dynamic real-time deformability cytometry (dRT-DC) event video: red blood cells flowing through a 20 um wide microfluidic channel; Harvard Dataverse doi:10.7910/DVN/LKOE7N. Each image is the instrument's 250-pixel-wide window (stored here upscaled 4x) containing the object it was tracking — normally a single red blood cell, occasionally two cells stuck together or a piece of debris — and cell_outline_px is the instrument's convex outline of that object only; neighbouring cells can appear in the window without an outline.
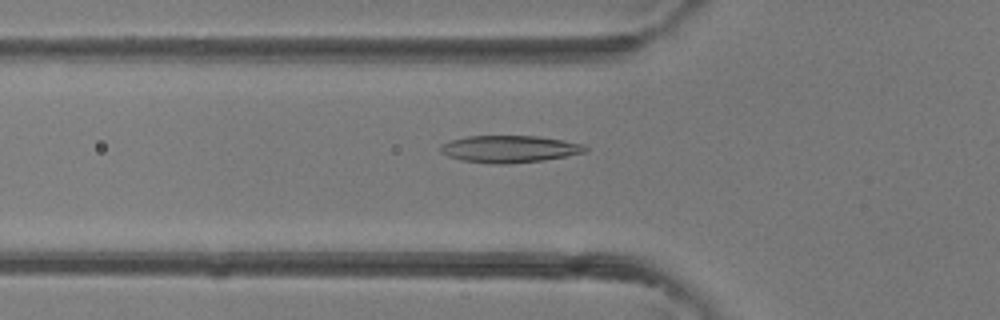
{"species": "common noctule bat (a hibernating species)", "species_latin": "Nyctalus noctula", "temperature_condition": "room temperature", "stored_images_in_passage": 41, "camera_frame_rate_fps": 3000, "um_per_image_px": 0.085, "animal": {"sex": "female"}, "frame": {"image": 1, "passage_image": 14, "time_ms": 4.333, "image_size_px": [1000, 320], "cell_outline_px": [[588, 152], [544, 160], [504, 164], [496, 164], [460, 160], [448, 156], [440, 152], [440, 144], [452, 140], [468, 136], [536, 136], [564, 140], [584, 144], [588, 148]], "centroid_in_image_um": [43.32, 12.66], "position_along_channel_um": 82.5, "area_um2": 22.89}}
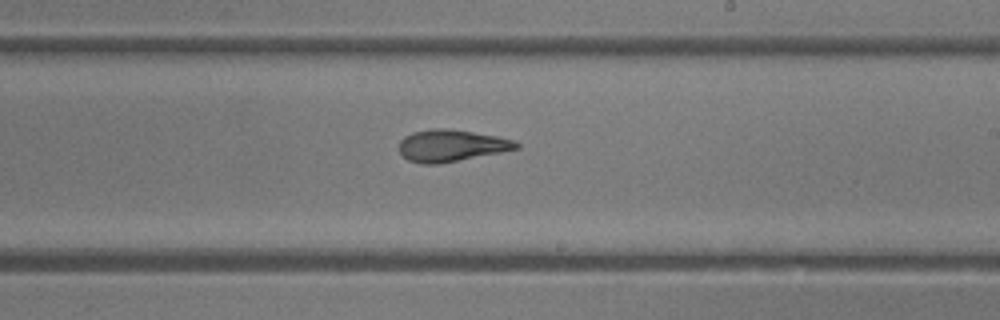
{"frame": {"image": 2, "passage_image": 24, "time_ms": 7.667, "image_size_px": [1000, 320], "cell_outline_px": [[520, 148], [500, 152], [436, 164], [420, 164], [408, 160], [400, 152], [400, 140], [404, 136], [412, 132], [432, 128], [444, 128], [472, 132], [496, 136], [512, 140], [520, 144]], "centroid_in_image_um": [38.32, 12.37], "position_along_channel_um": 250.7, "area_um2": 21.44}}
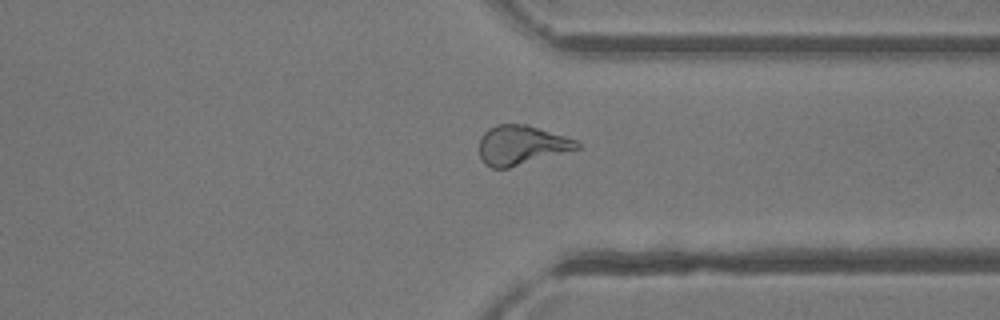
{"frame": {"image": 3, "passage_image": 31, "time_ms": 10.0, "image_size_px": [1000, 320], "cell_outline_px": [[580, 148], [508, 168], [492, 168], [484, 164], [480, 160], [480, 136], [488, 128], [496, 124], [524, 124], [564, 136], [576, 140], [580, 144]], "centroid_in_image_um": [44.27, 12.34], "position_along_channel_um": 367.1, "area_um2": 22.25}}